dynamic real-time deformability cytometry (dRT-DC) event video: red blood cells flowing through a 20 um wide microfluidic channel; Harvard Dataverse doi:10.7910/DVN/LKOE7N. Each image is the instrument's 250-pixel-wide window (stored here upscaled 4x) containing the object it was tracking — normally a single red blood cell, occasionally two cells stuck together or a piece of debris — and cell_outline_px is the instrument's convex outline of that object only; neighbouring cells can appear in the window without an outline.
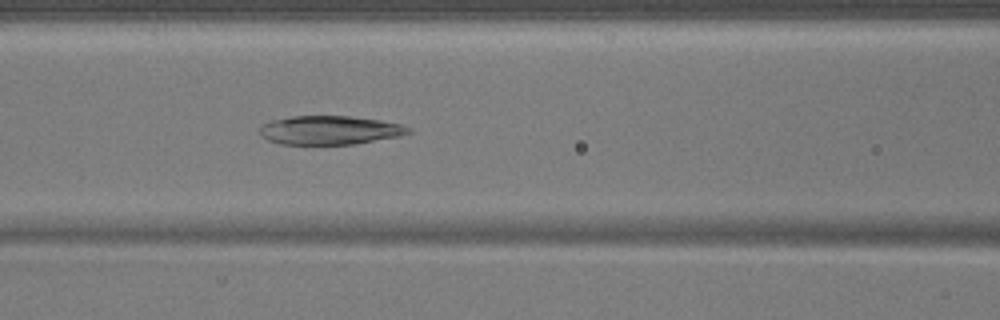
{"species": "common noctule bat (a hibernating species)", "species_latin": "Nyctalus noctula", "temperature_condition": "warm", "stored_images_in_passage": 43, "camera_frame_rate_fps": 3000, "um_per_image_px": 0.085, "animal": {"sex": "male", "body_mass_g": 17.9}, "frame": {"image": 1, "passage_image": 14, "time_ms": 4.333, "image_size_px": [1000, 320], "cell_outline_px": [[412, 132], [400, 136], [352, 144], [280, 144], [268, 140], [260, 132], [260, 128], [264, 124], [272, 120], [292, 116], [348, 116], [380, 120], [400, 124], [412, 128]], "centroid_in_image_um": [28.06, 11.06], "position_along_channel_um": 138.5, "area_um2": 24.74}}
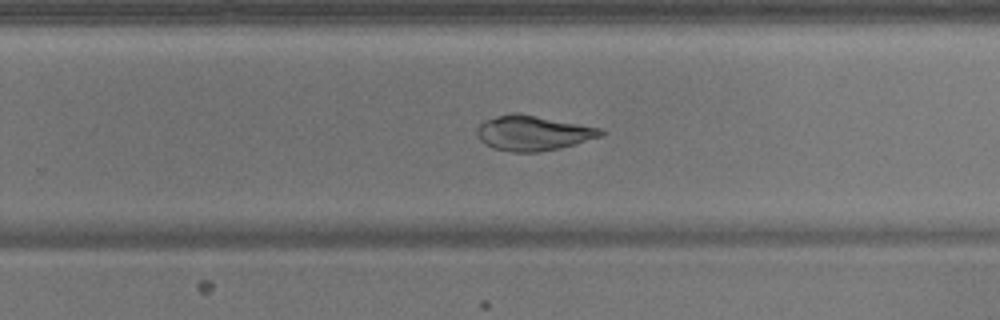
{"frame": {"image": 2, "passage_image": 25, "time_ms": 8.0, "image_size_px": [1000, 320], "cell_outline_px": [[604, 136], [560, 148], [540, 152], [512, 152], [492, 148], [484, 144], [480, 140], [476, 132], [476, 128], [484, 120], [496, 116], [512, 112], [520, 112], [600, 128], [604, 132]], "centroid_in_image_um": [45.28, 11.3], "position_along_channel_um": 284.5, "area_um2": 25.55}}
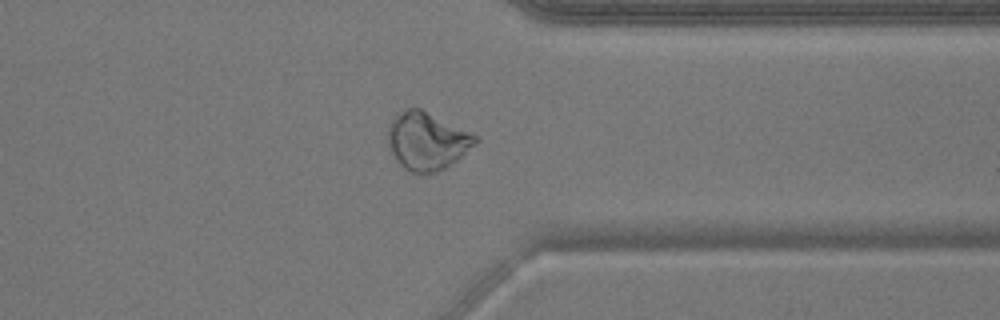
{"frame": {"image": 3, "passage_image": 32, "time_ms": 10.333, "image_size_px": [1000, 320], "cell_outline_px": [[480, 140], [476, 144], [452, 164], [440, 172], [420, 176], [404, 168], [396, 160], [388, 148], [388, 124], [396, 112], [408, 108], [420, 108], [480, 136]], "centroid_in_image_um": [36.29, 12.01], "position_along_channel_um": 375.1, "area_um2": 30.17}}